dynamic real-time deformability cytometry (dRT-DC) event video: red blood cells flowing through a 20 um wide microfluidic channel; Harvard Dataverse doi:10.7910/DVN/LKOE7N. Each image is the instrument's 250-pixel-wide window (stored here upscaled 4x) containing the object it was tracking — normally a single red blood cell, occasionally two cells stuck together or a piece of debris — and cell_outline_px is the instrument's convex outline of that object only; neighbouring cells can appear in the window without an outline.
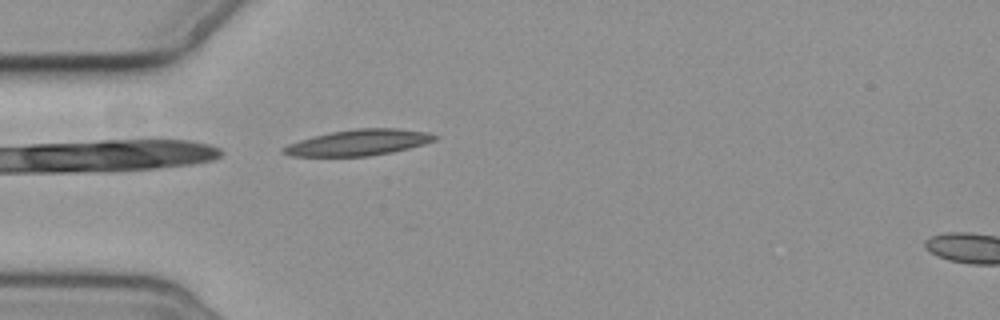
{"species": "common noctule bat (a hibernating species)", "species_latin": "Nyctalus noctula", "temperature_condition": "cold", "stored_images_in_passage": 5, "segment_of_instrument_passage": [1, 2], "camera_frame_rate_fps": 3000, "um_per_image_px": 0.085, "animal": {"sex": "female", "body_mass_g": 19.3, "forearm_length_mm": 54.1}, "frame": {"image": 1, "passage_image": 4, "time_ms": 3.333, "image_size_px": [1000, 320], "cell_outline_px": [[440, 136], [436, 140], [424, 144], [392, 152], [368, 156], [292, 156], [280, 152], [280, 148], [288, 144], [312, 136], [332, 132], [356, 128], [396, 128], [428, 132]], "centroid_in_image_um": [30.48, 12.11], "position_along_channel_um": 54.5, "area_um2": 22.95}}